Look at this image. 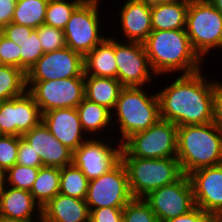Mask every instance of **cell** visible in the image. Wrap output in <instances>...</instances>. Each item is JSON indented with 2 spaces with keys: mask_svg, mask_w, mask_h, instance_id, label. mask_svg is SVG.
<instances>
[{
  "mask_svg": "<svg viewBox=\"0 0 222 222\" xmlns=\"http://www.w3.org/2000/svg\"><path fill=\"white\" fill-rule=\"evenodd\" d=\"M22 138L38 153L43 166L63 168L73 163V151L54 138L42 121Z\"/></svg>",
  "mask_w": 222,
  "mask_h": 222,
  "instance_id": "ac0fdd59",
  "label": "cell"
},
{
  "mask_svg": "<svg viewBox=\"0 0 222 222\" xmlns=\"http://www.w3.org/2000/svg\"><path fill=\"white\" fill-rule=\"evenodd\" d=\"M177 131L174 123L159 119L147 130L132 134L122 143L121 157L144 159L177 156Z\"/></svg>",
  "mask_w": 222,
  "mask_h": 222,
  "instance_id": "52a82bcc",
  "label": "cell"
},
{
  "mask_svg": "<svg viewBox=\"0 0 222 222\" xmlns=\"http://www.w3.org/2000/svg\"><path fill=\"white\" fill-rule=\"evenodd\" d=\"M35 211L37 214L42 213V207L34 200L29 191L2 184L0 190L1 220H28L35 218Z\"/></svg>",
  "mask_w": 222,
  "mask_h": 222,
  "instance_id": "ffe728a7",
  "label": "cell"
},
{
  "mask_svg": "<svg viewBox=\"0 0 222 222\" xmlns=\"http://www.w3.org/2000/svg\"><path fill=\"white\" fill-rule=\"evenodd\" d=\"M85 77L84 57L69 47L46 52L26 73V82Z\"/></svg>",
  "mask_w": 222,
  "mask_h": 222,
  "instance_id": "4fadbf2b",
  "label": "cell"
},
{
  "mask_svg": "<svg viewBox=\"0 0 222 222\" xmlns=\"http://www.w3.org/2000/svg\"><path fill=\"white\" fill-rule=\"evenodd\" d=\"M16 164L40 168L43 163L38 155L22 137H19Z\"/></svg>",
  "mask_w": 222,
  "mask_h": 222,
  "instance_id": "8d00e7d4",
  "label": "cell"
},
{
  "mask_svg": "<svg viewBox=\"0 0 222 222\" xmlns=\"http://www.w3.org/2000/svg\"><path fill=\"white\" fill-rule=\"evenodd\" d=\"M83 1L49 0L46 7L44 24L64 30L72 13Z\"/></svg>",
  "mask_w": 222,
  "mask_h": 222,
  "instance_id": "f546056e",
  "label": "cell"
},
{
  "mask_svg": "<svg viewBox=\"0 0 222 222\" xmlns=\"http://www.w3.org/2000/svg\"><path fill=\"white\" fill-rule=\"evenodd\" d=\"M143 1H146V2H149V3H153V2H157V1H161V0H143Z\"/></svg>",
  "mask_w": 222,
  "mask_h": 222,
  "instance_id": "7dc6e473",
  "label": "cell"
},
{
  "mask_svg": "<svg viewBox=\"0 0 222 222\" xmlns=\"http://www.w3.org/2000/svg\"><path fill=\"white\" fill-rule=\"evenodd\" d=\"M33 30V28L11 22L4 26L0 32L9 40L13 41L16 45L21 47L27 37L31 35Z\"/></svg>",
  "mask_w": 222,
  "mask_h": 222,
  "instance_id": "f35d334b",
  "label": "cell"
},
{
  "mask_svg": "<svg viewBox=\"0 0 222 222\" xmlns=\"http://www.w3.org/2000/svg\"><path fill=\"white\" fill-rule=\"evenodd\" d=\"M216 10L222 15V0H208Z\"/></svg>",
  "mask_w": 222,
  "mask_h": 222,
  "instance_id": "ee69618b",
  "label": "cell"
},
{
  "mask_svg": "<svg viewBox=\"0 0 222 222\" xmlns=\"http://www.w3.org/2000/svg\"><path fill=\"white\" fill-rule=\"evenodd\" d=\"M26 91V73L14 66L0 65V101L19 97Z\"/></svg>",
  "mask_w": 222,
  "mask_h": 222,
  "instance_id": "83f0119b",
  "label": "cell"
},
{
  "mask_svg": "<svg viewBox=\"0 0 222 222\" xmlns=\"http://www.w3.org/2000/svg\"><path fill=\"white\" fill-rule=\"evenodd\" d=\"M94 137L88 138L73 152V163L89 181L109 172L121 161L120 142L113 147L112 141L106 142L105 138Z\"/></svg>",
  "mask_w": 222,
  "mask_h": 222,
  "instance_id": "7c38bea8",
  "label": "cell"
},
{
  "mask_svg": "<svg viewBox=\"0 0 222 222\" xmlns=\"http://www.w3.org/2000/svg\"><path fill=\"white\" fill-rule=\"evenodd\" d=\"M43 52H51L66 47L65 35L63 30L55 27L41 25L36 29Z\"/></svg>",
  "mask_w": 222,
  "mask_h": 222,
  "instance_id": "836d02e7",
  "label": "cell"
},
{
  "mask_svg": "<svg viewBox=\"0 0 222 222\" xmlns=\"http://www.w3.org/2000/svg\"><path fill=\"white\" fill-rule=\"evenodd\" d=\"M76 109L79 114L82 129L86 134H90V138L93 134H97L100 137V133H102L106 127L107 129L108 127L109 129H113V127L110 126V124H112V112L106 107L84 98Z\"/></svg>",
  "mask_w": 222,
  "mask_h": 222,
  "instance_id": "d4e9b609",
  "label": "cell"
},
{
  "mask_svg": "<svg viewBox=\"0 0 222 222\" xmlns=\"http://www.w3.org/2000/svg\"><path fill=\"white\" fill-rule=\"evenodd\" d=\"M89 211V222H122L123 220V208L104 207Z\"/></svg>",
  "mask_w": 222,
  "mask_h": 222,
  "instance_id": "74e56055",
  "label": "cell"
},
{
  "mask_svg": "<svg viewBox=\"0 0 222 222\" xmlns=\"http://www.w3.org/2000/svg\"><path fill=\"white\" fill-rule=\"evenodd\" d=\"M176 158L185 175L222 164V132L212 122L178 126Z\"/></svg>",
  "mask_w": 222,
  "mask_h": 222,
  "instance_id": "3957f363",
  "label": "cell"
},
{
  "mask_svg": "<svg viewBox=\"0 0 222 222\" xmlns=\"http://www.w3.org/2000/svg\"><path fill=\"white\" fill-rule=\"evenodd\" d=\"M212 123L222 132V82L215 81Z\"/></svg>",
  "mask_w": 222,
  "mask_h": 222,
  "instance_id": "ab89813d",
  "label": "cell"
},
{
  "mask_svg": "<svg viewBox=\"0 0 222 222\" xmlns=\"http://www.w3.org/2000/svg\"><path fill=\"white\" fill-rule=\"evenodd\" d=\"M88 183L89 180L74 163L60 168L59 193L70 197L85 199Z\"/></svg>",
  "mask_w": 222,
  "mask_h": 222,
  "instance_id": "f1b7e54d",
  "label": "cell"
},
{
  "mask_svg": "<svg viewBox=\"0 0 222 222\" xmlns=\"http://www.w3.org/2000/svg\"><path fill=\"white\" fill-rule=\"evenodd\" d=\"M99 1L84 0L72 13L63 32L66 47L85 57L106 37L100 30Z\"/></svg>",
  "mask_w": 222,
  "mask_h": 222,
  "instance_id": "ba28073f",
  "label": "cell"
},
{
  "mask_svg": "<svg viewBox=\"0 0 222 222\" xmlns=\"http://www.w3.org/2000/svg\"><path fill=\"white\" fill-rule=\"evenodd\" d=\"M145 90L144 86L123 87L119 94L112 111V126L119 124L116 127L120 128L118 139L121 144L132 134L147 130L160 119L157 93L150 95Z\"/></svg>",
  "mask_w": 222,
  "mask_h": 222,
  "instance_id": "277c9868",
  "label": "cell"
},
{
  "mask_svg": "<svg viewBox=\"0 0 222 222\" xmlns=\"http://www.w3.org/2000/svg\"><path fill=\"white\" fill-rule=\"evenodd\" d=\"M42 122L54 138L73 152L89 138L82 129L76 108L47 111L42 114Z\"/></svg>",
  "mask_w": 222,
  "mask_h": 222,
  "instance_id": "e0dca14e",
  "label": "cell"
},
{
  "mask_svg": "<svg viewBox=\"0 0 222 222\" xmlns=\"http://www.w3.org/2000/svg\"><path fill=\"white\" fill-rule=\"evenodd\" d=\"M119 15L120 28L127 41L143 43L152 32L151 3L125 0Z\"/></svg>",
  "mask_w": 222,
  "mask_h": 222,
  "instance_id": "d6986e66",
  "label": "cell"
},
{
  "mask_svg": "<svg viewBox=\"0 0 222 222\" xmlns=\"http://www.w3.org/2000/svg\"><path fill=\"white\" fill-rule=\"evenodd\" d=\"M201 72L200 70L193 74H181L166 88L156 91L160 119L177 126L204 125L212 122L216 79L207 80Z\"/></svg>",
  "mask_w": 222,
  "mask_h": 222,
  "instance_id": "6da1fadb",
  "label": "cell"
},
{
  "mask_svg": "<svg viewBox=\"0 0 222 222\" xmlns=\"http://www.w3.org/2000/svg\"><path fill=\"white\" fill-rule=\"evenodd\" d=\"M42 121V114L34 97L26 91L23 95L0 101V129L2 135H22Z\"/></svg>",
  "mask_w": 222,
  "mask_h": 222,
  "instance_id": "9a60e30c",
  "label": "cell"
},
{
  "mask_svg": "<svg viewBox=\"0 0 222 222\" xmlns=\"http://www.w3.org/2000/svg\"><path fill=\"white\" fill-rule=\"evenodd\" d=\"M49 0H17L13 23L37 29L44 24Z\"/></svg>",
  "mask_w": 222,
  "mask_h": 222,
  "instance_id": "4316f807",
  "label": "cell"
},
{
  "mask_svg": "<svg viewBox=\"0 0 222 222\" xmlns=\"http://www.w3.org/2000/svg\"><path fill=\"white\" fill-rule=\"evenodd\" d=\"M38 170L39 168L15 164L3 173V183L10 187L30 192L37 178Z\"/></svg>",
  "mask_w": 222,
  "mask_h": 222,
  "instance_id": "4dcf8cb0",
  "label": "cell"
},
{
  "mask_svg": "<svg viewBox=\"0 0 222 222\" xmlns=\"http://www.w3.org/2000/svg\"><path fill=\"white\" fill-rule=\"evenodd\" d=\"M188 176L195 206L210 215L222 213V164L200 168Z\"/></svg>",
  "mask_w": 222,
  "mask_h": 222,
  "instance_id": "2e32d148",
  "label": "cell"
},
{
  "mask_svg": "<svg viewBox=\"0 0 222 222\" xmlns=\"http://www.w3.org/2000/svg\"><path fill=\"white\" fill-rule=\"evenodd\" d=\"M122 222H159L143 198H132L123 208Z\"/></svg>",
  "mask_w": 222,
  "mask_h": 222,
  "instance_id": "1f68e13d",
  "label": "cell"
},
{
  "mask_svg": "<svg viewBox=\"0 0 222 222\" xmlns=\"http://www.w3.org/2000/svg\"><path fill=\"white\" fill-rule=\"evenodd\" d=\"M154 74H193L201 70L203 60L193 50L185 29L152 30L143 42Z\"/></svg>",
  "mask_w": 222,
  "mask_h": 222,
  "instance_id": "7a4b0ae2",
  "label": "cell"
},
{
  "mask_svg": "<svg viewBox=\"0 0 222 222\" xmlns=\"http://www.w3.org/2000/svg\"><path fill=\"white\" fill-rule=\"evenodd\" d=\"M21 49L0 32V63L20 69Z\"/></svg>",
  "mask_w": 222,
  "mask_h": 222,
  "instance_id": "d590c367",
  "label": "cell"
},
{
  "mask_svg": "<svg viewBox=\"0 0 222 222\" xmlns=\"http://www.w3.org/2000/svg\"><path fill=\"white\" fill-rule=\"evenodd\" d=\"M20 49V69L27 73L44 54L36 29L31 32Z\"/></svg>",
  "mask_w": 222,
  "mask_h": 222,
  "instance_id": "d6a6232c",
  "label": "cell"
},
{
  "mask_svg": "<svg viewBox=\"0 0 222 222\" xmlns=\"http://www.w3.org/2000/svg\"><path fill=\"white\" fill-rule=\"evenodd\" d=\"M132 198L126 168L120 161L109 172L89 181L85 201L89 210H93L124 208Z\"/></svg>",
  "mask_w": 222,
  "mask_h": 222,
  "instance_id": "30bf717a",
  "label": "cell"
},
{
  "mask_svg": "<svg viewBox=\"0 0 222 222\" xmlns=\"http://www.w3.org/2000/svg\"><path fill=\"white\" fill-rule=\"evenodd\" d=\"M210 214L195 206L191 211L164 222H210Z\"/></svg>",
  "mask_w": 222,
  "mask_h": 222,
  "instance_id": "60d3db41",
  "label": "cell"
},
{
  "mask_svg": "<svg viewBox=\"0 0 222 222\" xmlns=\"http://www.w3.org/2000/svg\"><path fill=\"white\" fill-rule=\"evenodd\" d=\"M3 184V174L0 172V190Z\"/></svg>",
  "mask_w": 222,
  "mask_h": 222,
  "instance_id": "bcb514c9",
  "label": "cell"
},
{
  "mask_svg": "<svg viewBox=\"0 0 222 222\" xmlns=\"http://www.w3.org/2000/svg\"><path fill=\"white\" fill-rule=\"evenodd\" d=\"M46 222H89L90 211L85 199L57 194L42 207Z\"/></svg>",
  "mask_w": 222,
  "mask_h": 222,
  "instance_id": "44dd1931",
  "label": "cell"
},
{
  "mask_svg": "<svg viewBox=\"0 0 222 222\" xmlns=\"http://www.w3.org/2000/svg\"><path fill=\"white\" fill-rule=\"evenodd\" d=\"M41 114L54 109L76 108L85 98V77L26 82Z\"/></svg>",
  "mask_w": 222,
  "mask_h": 222,
  "instance_id": "9c48e42d",
  "label": "cell"
},
{
  "mask_svg": "<svg viewBox=\"0 0 222 222\" xmlns=\"http://www.w3.org/2000/svg\"><path fill=\"white\" fill-rule=\"evenodd\" d=\"M60 190V168L42 166L30 190L34 200L43 207L53 199Z\"/></svg>",
  "mask_w": 222,
  "mask_h": 222,
  "instance_id": "484cf974",
  "label": "cell"
},
{
  "mask_svg": "<svg viewBox=\"0 0 222 222\" xmlns=\"http://www.w3.org/2000/svg\"><path fill=\"white\" fill-rule=\"evenodd\" d=\"M133 198H144L149 192L170 185L184 174L176 157L144 159L121 157Z\"/></svg>",
  "mask_w": 222,
  "mask_h": 222,
  "instance_id": "5b68a950",
  "label": "cell"
},
{
  "mask_svg": "<svg viewBox=\"0 0 222 222\" xmlns=\"http://www.w3.org/2000/svg\"><path fill=\"white\" fill-rule=\"evenodd\" d=\"M185 31L204 62L213 48L222 49V15L208 0L189 1Z\"/></svg>",
  "mask_w": 222,
  "mask_h": 222,
  "instance_id": "8992f818",
  "label": "cell"
},
{
  "mask_svg": "<svg viewBox=\"0 0 222 222\" xmlns=\"http://www.w3.org/2000/svg\"><path fill=\"white\" fill-rule=\"evenodd\" d=\"M37 219H28V220H16V219H11V220H1L0 222H46L43 213L38 214L35 216Z\"/></svg>",
  "mask_w": 222,
  "mask_h": 222,
  "instance_id": "7bdbcfd3",
  "label": "cell"
},
{
  "mask_svg": "<svg viewBox=\"0 0 222 222\" xmlns=\"http://www.w3.org/2000/svg\"><path fill=\"white\" fill-rule=\"evenodd\" d=\"M123 85L118 79L98 76H85V99L114 110Z\"/></svg>",
  "mask_w": 222,
  "mask_h": 222,
  "instance_id": "cb8c5ba5",
  "label": "cell"
},
{
  "mask_svg": "<svg viewBox=\"0 0 222 222\" xmlns=\"http://www.w3.org/2000/svg\"><path fill=\"white\" fill-rule=\"evenodd\" d=\"M17 0H0V30L11 23Z\"/></svg>",
  "mask_w": 222,
  "mask_h": 222,
  "instance_id": "b9f144b4",
  "label": "cell"
},
{
  "mask_svg": "<svg viewBox=\"0 0 222 222\" xmlns=\"http://www.w3.org/2000/svg\"><path fill=\"white\" fill-rule=\"evenodd\" d=\"M18 146V136H0V172L2 174L16 164Z\"/></svg>",
  "mask_w": 222,
  "mask_h": 222,
  "instance_id": "e575fe53",
  "label": "cell"
},
{
  "mask_svg": "<svg viewBox=\"0 0 222 222\" xmlns=\"http://www.w3.org/2000/svg\"><path fill=\"white\" fill-rule=\"evenodd\" d=\"M190 0H161L151 3L152 30L185 29Z\"/></svg>",
  "mask_w": 222,
  "mask_h": 222,
  "instance_id": "7402d4cb",
  "label": "cell"
},
{
  "mask_svg": "<svg viewBox=\"0 0 222 222\" xmlns=\"http://www.w3.org/2000/svg\"><path fill=\"white\" fill-rule=\"evenodd\" d=\"M115 58L117 79L124 87L145 86L147 85L145 83H152L150 80L156 77L154 72H151L143 43L130 41L122 43L115 38Z\"/></svg>",
  "mask_w": 222,
  "mask_h": 222,
  "instance_id": "5bb4252c",
  "label": "cell"
},
{
  "mask_svg": "<svg viewBox=\"0 0 222 222\" xmlns=\"http://www.w3.org/2000/svg\"><path fill=\"white\" fill-rule=\"evenodd\" d=\"M210 222H222V213L213 214Z\"/></svg>",
  "mask_w": 222,
  "mask_h": 222,
  "instance_id": "f6af8a7d",
  "label": "cell"
},
{
  "mask_svg": "<svg viewBox=\"0 0 222 222\" xmlns=\"http://www.w3.org/2000/svg\"><path fill=\"white\" fill-rule=\"evenodd\" d=\"M143 199L159 222L181 216L195 207L192 184L185 174L176 182L149 192Z\"/></svg>",
  "mask_w": 222,
  "mask_h": 222,
  "instance_id": "8fae6325",
  "label": "cell"
},
{
  "mask_svg": "<svg viewBox=\"0 0 222 222\" xmlns=\"http://www.w3.org/2000/svg\"><path fill=\"white\" fill-rule=\"evenodd\" d=\"M84 75L117 79L115 38L109 36L84 57Z\"/></svg>",
  "mask_w": 222,
  "mask_h": 222,
  "instance_id": "603a6c76",
  "label": "cell"
}]
</instances>
